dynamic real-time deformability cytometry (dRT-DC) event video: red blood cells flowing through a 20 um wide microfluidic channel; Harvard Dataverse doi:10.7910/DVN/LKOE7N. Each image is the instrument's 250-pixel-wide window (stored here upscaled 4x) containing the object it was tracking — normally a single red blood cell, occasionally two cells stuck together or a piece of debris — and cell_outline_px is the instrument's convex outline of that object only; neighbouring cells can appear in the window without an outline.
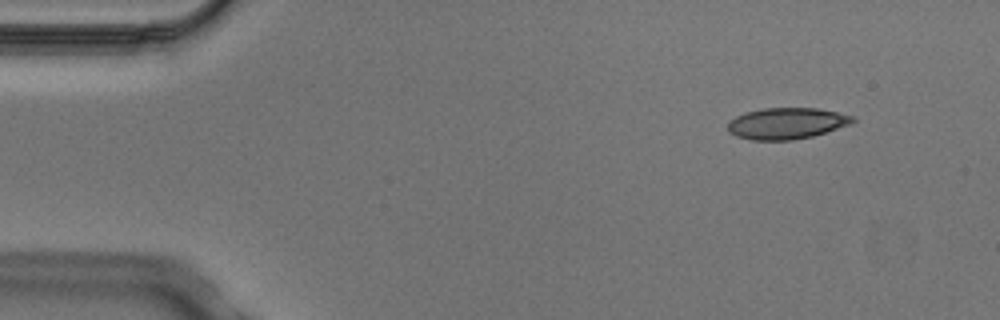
{"species": "Egyptian fruit bat (a non-hibernating species)", "species_latin": "Rousettus aegyptiacus", "temperature_condition": "cold", "stored_images_in_passage": 5, "camera_frame_rate_fps": 3000, "um_per_image_px": 0.085, "animal": {"sex": "male"}, "frame": {"image": 1, "passage_image": 1, "time_ms": 0.0, "image_size_px": [1000, 320], "cell_outline_px": [[856, 120], [852, 124], [812, 136], [792, 140], [752, 140], [736, 136], [728, 132], [728, 124], [736, 116], [748, 112], [764, 108], [816, 108], [836, 112], [852, 116]], "centroid_in_image_um": [66.87, 10.49], "position_along_channel_um": 18.1, "area_um2": 22.6}}